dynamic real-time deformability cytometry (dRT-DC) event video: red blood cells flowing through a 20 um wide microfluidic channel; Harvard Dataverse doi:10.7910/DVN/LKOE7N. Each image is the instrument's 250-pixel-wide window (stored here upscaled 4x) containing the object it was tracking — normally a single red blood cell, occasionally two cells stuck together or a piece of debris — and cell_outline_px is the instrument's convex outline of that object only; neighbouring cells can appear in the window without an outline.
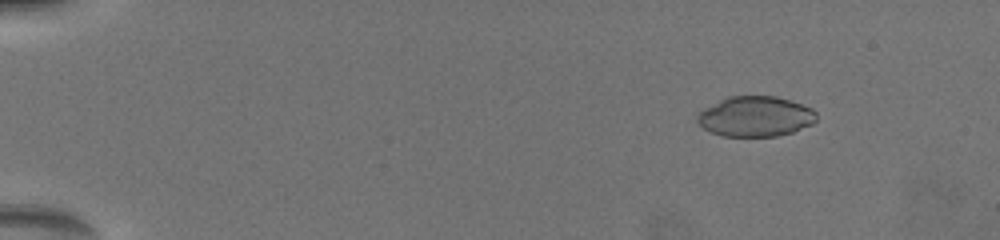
{"species": "common noctule bat (a hibernating species)", "species_latin": "Nyctalus noctula", "temperature_condition": "warm", "stored_images_in_passage": 8, "camera_frame_rate_fps": 3000, "um_per_image_px": 0.085, "animal": {"sex": "female", "body_mass_g": 19.5, "forearm_length_mm": 54.1}, "frame": {"image": 1, "passage_image": 1, "time_ms": 0.0, "image_size_px": [1000, 240], "cell_outline_px": [[816, 120], [812, 124], [792, 132], [776, 136], [724, 136], [712, 132], [704, 128], [696, 120], [696, 116], [704, 108], [728, 96], [776, 96], [792, 100], [812, 108], [816, 112]], "centroid_in_image_um": [64.23, 9.89], "position_along_channel_um": 20.8, "area_um2": 27.92}}